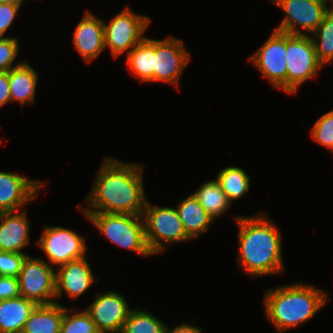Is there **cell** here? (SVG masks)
I'll return each mask as SVG.
<instances>
[{"label":"cell","mask_w":333,"mask_h":333,"mask_svg":"<svg viewBox=\"0 0 333 333\" xmlns=\"http://www.w3.org/2000/svg\"><path fill=\"white\" fill-rule=\"evenodd\" d=\"M144 166L104 156L84 201L87 208L80 212L142 215L147 201L143 186Z\"/></svg>","instance_id":"obj_1"},{"label":"cell","mask_w":333,"mask_h":333,"mask_svg":"<svg viewBox=\"0 0 333 333\" xmlns=\"http://www.w3.org/2000/svg\"><path fill=\"white\" fill-rule=\"evenodd\" d=\"M216 181L226 194L231 204L241 199L249 192L250 177L245 170L238 166H229L218 171Z\"/></svg>","instance_id":"obj_24"},{"label":"cell","mask_w":333,"mask_h":333,"mask_svg":"<svg viewBox=\"0 0 333 333\" xmlns=\"http://www.w3.org/2000/svg\"><path fill=\"white\" fill-rule=\"evenodd\" d=\"M96 280L86 257L69 261L56 268V300L65 293L76 301Z\"/></svg>","instance_id":"obj_15"},{"label":"cell","mask_w":333,"mask_h":333,"mask_svg":"<svg viewBox=\"0 0 333 333\" xmlns=\"http://www.w3.org/2000/svg\"><path fill=\"white\" fill-rule=\"evenodd\" d=\"M84 309L99 333H121L132 310L126 298L113 290L97 293L90 306Z\"/></svg>","instance_id":"obj_13"},{"label":"cell","mask_w":333,"mask_h":333,"mask_svg":"<svg viewBox=\"0 0 333 333\" xmlns=\"http://www.w3.org/2000/svg\"><path fill=\"white\" fill-rule=\"evenodd\" d=\"M238 225L237 261L251 277L280 275L284 272L282 233L268 214L236 216Z\"/></svg>","instance_id":"obj_2"},{"label":"cell","mask_w":333,"mask_h":333,"mask_svg":"<svg viewBox=\"0 0 333 333\" xmlns=\"http://www.w3.org/2000/svg\"><path fill=\"white\" fill-rule=\"evenodd\" d=\"M86 237L62 226H45L36 241L39 249L46 254L45 260L53 268L69 261L86 257ZM49 261V262H48Z\"/></svg>","instance_id":"obj_10"},{"label":"cell","mask_w":333,"mask_h":333,"mask_svg":"<svg viewBox=\"0 0 333 333\" xmlns=\"http://www.w3.org/2000/svg\"><path fill=\"white\" fill-rule=\"evenodd\" d=\"M287 93L296 95L299 87L314 79L323 69L310 35L286 33Z\"/></svg>","instance_id":"obj_6"},{"label":"cell","mask_w":333,"mask_h":333,"mask_svg":"<svg viewBox=\"0 0 333 333\" xmlns=\"http://www.w3.org/2000/svg\"><path fill=\"white\" fill-rule=\"evenodd\" d=\"M155 39L145 37L126 54L125 64L128 71L140 83L154 82Z\"/></svg>","instance_id":"obj_21"},{"label":"cell","mask_w":333,"mask_h":333,"mask_svg":"<svg viewBox=\"0 0 333 333\" xmlns=\"http://www.w3.org/2000/svg\"><path fill=\"white\" fill-rule=\"evenodd\" d=\"M194 323V321L193 324L183 322L180 325L174 326L173 328L167 326L165 333H202V329L200 328V326L198 327Z\"/></svg>","instance_id":"obj_34"},{"label":"cell","mask_w":333,"mask_h":333,"mask_svg":"<svg viewBox=\"0 0 333 333\" xmlns=\"http://www.w3.org/2000/svg\"><path fill=\"white\" fill-rule=\"evenodd\" d=\"M59 333H99L90 315L81 311L64 306V317Z\"/></svg>","instance_id":"obj_27"},{"label":"cell","mask_w":333,"mask_h":333,"mask_svg":"<svg viewBox=\"0 0 333 333\" xmlns=\"http://www.w3.org/2000/svg\"><path fill=\"white\" fill-rule=\"evenodd\" d=\"M20 7L9 3H0V38H5L6 32L13 24Z\"/></svg>","instance_id":"obj_31"},{"label":"cell","mask_w":333,"mask_h":333,"mask_svg":"<svg viewBox=\"0 0 333 333\" xmlns=\"http://www.w3.org/2000/svg\"><path fill=\"white\" fill-rule=\"evenodd\" d=\"M270 1L285 14L276 30L293 35L311 36L330 10L328 0Z\"/></svg>","instance_id":"obj_9"},{"label":"cell","mask_w":333,"mask_h":333,"mask_svg":"<svg viewBox=\"0 0 333 333\" xmlns=\"http://www.w3.org/2000/svg\"><path fill=\"white\" fill-rule=\"evenodd\" d=\"M142 217L146 242L153 255L164 252L167 243H187L191 240L175 207L157 206L147 200Z\"/></svg>","instance_id":"obj_5"},{"label":"cell","mask_w":333,"mask_h":333,"mask_svg":"<svg viewBox=\"0 0 333 333\" xmlns=\"http://www.w3.org/2000/svg\"><path fill=\"white\" fill-rule=\"evenodd\" d=\"M318 60L323 66L333 61V10L324 16L323 21L311 35Z\"/></svg>","instance_id":"obj_26"},{"label":"cell","mask_w":333,"mask_h":333,"mask_svg":"<svg viewBox=\"0 0 333 333\" xmlns=\"http://www.w3.org/2000/svg\"><path fill=\"white\" fill-rule=\"evenodd\" d=\"M20 296L37 305L56 301V269L43 258L27 255L17 277Z\"/></svg>","instance_id":"obj_8"},{"label":"cell","mask_w":333,"mask_h":333,"mask_svg":"<svg viewBox=\"0 0 333 333\" xmlns=\"http://www.w3.org/2000/svg\"><path fill=\"white\" fill-rule=\"evenodd\" d=\"M28 253L0 251V276L18 277Z\"/></svg>","instance_id":"obj_30"},{"label":"cell","mask_w":333,"mask_h":333,"mask_svg":"<svg viewBox=\"0 0 333 333\" xmlns=\"http://www.w3.org/2000/svg\"><path fill=\"white\" fill-rule=\"evenodd\" d=\"M286 53V33L274 28L268 39L248 59L274 88L285 93H287Z\"/></svg>","instance_id":"obj_11"},{"label":"cell","mask_w":333,"mask_h":333,"mask_svg":"<svg viewBox=\"0 0 333 333\" xmlns=\"http://www.w3.org/2000/svg\"><path fill=\"white\" fill-rule=\"evenodd\" d=\"M184 42L175 36L155 39L154 82H163L179 88L181 74L191 60Z\"/></svg>","instance_id":"obj_12"},{"label":"cell","mask_w":333,"mask_h":333,"mask_svg":"<svg viewBox=\"0 0 333 333\" xmlns=\"http://www.w3.org/2000/svg\"><path fill=\"white\" fill-rule=\"evenodd\" d=\"M167 326V324L148 312V310L133 307L123 325L121 333H165Z\"/></svg>","instance_id":"obj_25"},{"label":"cell","mask_w":333,"mask_h":333,"mask_svg":"<svg viewBox=\"0 0 333 333\" xmlns=\"http://www.w3.org/2000/svg\"><path fill=\"white\" fill-rule=\"evenodd\" d=\"M64 317V305L59 302L37 305L25 323L22 333H59Z\"/></svg>","instance_id":"obj_22"},{"label":"cell","mask_w":333,"mask_h":333,"mask_svg":"<svg viewBox=\"0 0 333 333\" xmlns=\"http://www.w3.org/2000/svg\"><path fill=\"white\" fill-rule=\"evenodd\" d=\"M310 132L316 143L330 150L333 147V109L320 116Z\"/></svg>","instance_id":"obj_28"},{"label":"cell","mask_w":333,"mask_h":333,"mask_svg":"<svg viewBox=\"0 0 333 333\" xmlns=\"http://www.w3.org/2000/svg\"><path fill=\"white\" fill-rule=\"evenodd\" d=\"M264 294L265 316L279 333L307 323L330 301L323 289L304 282L280 285Z\"/></svg>","instance_id":"obj_3"},{"label":"cell","mask_w":333,"mask_h":333,"mask_svg":"<svg viewBox=\"0 0 333 333\" xmlns=\"http://www.w3.org/2000/svg\"><path fill=\"white\" fill-rule=\"evenodd\" d=\"M36 306L22 296L0 300V333H22Z\"/></svg>","instance_id":"obj_20"},{"label":"cell","mask_w":333,"mask_h":333,"mask_svg":"<svg viewBox=\"0 0 333 333\" xmlns=\"http://www.w3.org/2000/svg\"><path fill=\"white\" fill-rule=\"evenodd\" d=\"M11 103L8 71L0 72V108Z\"/></svg>","instance_id":"obj_33"},{"label":"cell","mask_w":333,"mask_h":333,"mask_svg":"<svg viewBox=\"0 0 333 333\" xmlns=\"http://www.w3.org/2000/svg\"><path fill=\"white\" fill-rule=\"evenodd\" d=\"M19 296L18 279L11 276H0V300Z\"/></svg>","instance_id":"obj_32"},{"label":"cell","mask_w":333,"mask_h":333,"mask_svg":"<svg viewBox=\"0 0 333 333\" xmlns=\"http://www.w3.org/2000/svg\"><path fill=\"white\" fill-rule=\"evenodd\" d=\"M19 45V40L16 37L0 38V72L9 71L24 62H18L14 65L19 54Z\"/></svg>","instance_id":"obj_29"},{"label":"cell","mask_w":333,"mask_h":333,"mask_svg":"<svg viewBox=\"0 0 333 333\" xmlns=\"http://www.w3.org/2000/svg\"><path fill=\"white\" fill-rule=\"evenodd\" d=\"M74 48L88 64L105 50L104 20L86 10L73 32Z\"/></svg>","instance_id":"obj_16"},{"label":"cell","mask_w":333,"mask_h":333,"mask_svg":"<svg viewBox=\"0 0 333 333\" xmlns=\"http://www.w3.org/2000/svg\"><path fill=\"white\" fill-rule=\"evenodd\" d=\"M39 75L27 61L8 71L11 102L21 107L35 103Z\"/></svg>","instance_id":"obj_18"},{"label":"cell","mask_w":333,"mask_h":333,"mask_svg":"<svg viewBox=\"0 0 333 333\" xmlns=\"http://www.w3.org/2000/svg\"><path fill=\"white\" fill-rule=\"evenodd\" d=\"M186 234L195 239L206 233L215 219L210 216L191 193L175 207Z\"/></svg>","instance_id":"obj_19"},{"label":"cell","mask_w":333,"mask_h":333,"mask_svg":"<svg viewBox=\"0 0 333 333\" xmlns=\"http://www.w3.org/2000/svg\"><path fill=\"white\" fill-rule=\"evenodd\" d=\"M192 194L215 220L226 214V211H229L232 205L216 179L205 181Z\"/></svg>","instance_id":"obj_23"},{"label":"cell","mask_w":333,"mask_h":333,"mask_svg":"<svg viewBox=\"0 0 333 333\" xmlns=\"http://www.w3.org/2000/svg\"><path fill=\"white\" fill-rule=\"evenodd\" d=\"M82 214L112 244L144 257L153 256L146 242L142 215L105 212H82Z\"/></svg>","instance_id":"obj_4"},{"label":"cell","mask_w":333,"mask_h":333,"mask_svg":"<svg viewBox=\"0 0 333 333\" xmlns=\"http://www.w3.org/2000/svg\"><path fill=\"white\" fill-rule=\"evenodd\" d=\"M328 3H331V4H332V6H330V9L333 10V0H328Z\"/></svg>","instance_id":"obj_36"},{"label":"cell","mask_w":333,"mask_h":333,"mask_svg":"<svg viewBox=\"0 0 333 333\" xmlns=\"http://www.w3.org/2000/svg\"><path fill=\"white\" fill-rule=\"evenodd\" d=\"M24 1L27 2V0H0V3H9L21 7Z\"/></svg>","instance_id":"obj_35"},{"label":"cell","mask_w":333,"mask_h":333,"mask_svg":"<svg viewBox=\"0 0 333 333\" xmlns=\"http://www.w3.org/2000/svg\"><path fill=\"white\" fill-rule=\"evenodd\" d=\"M26 211L0 213V251L25 253L30 244V220Z\"/></svg>","instance_id":"obj_17"},{"label":"cell","mask_w":333,"mask_h":333,"mask_svg":"<svg viewBox=\"0 0 333 333\" xmlns=\"http://www.w3.org/2000/svg\"><path fill=\"white\" fill-rule=\"evenodd\" d=\"M151 18L146 15H139L126 6L116 14L109 23L104 21V43L105 49H110L114 59L120 55L127 54L131 49L140 43L146 36Z\"/></svg>","instance_id":"obj_7"},{"label":"cell","mask_w":333,"mask_h":333,"mask_svg":"<svg viewBox=\"0 0 333 333\" xmlns=\"http://www.w3.org/2000/svg\"><path fill=\"white\" fill-rule=\"evenodd\" d=\"M44 186V181L28 179L15 172L0 171V213L19 211L36 200Z\"/></svg>","instance_id":"obj_14"}]
</instances>
